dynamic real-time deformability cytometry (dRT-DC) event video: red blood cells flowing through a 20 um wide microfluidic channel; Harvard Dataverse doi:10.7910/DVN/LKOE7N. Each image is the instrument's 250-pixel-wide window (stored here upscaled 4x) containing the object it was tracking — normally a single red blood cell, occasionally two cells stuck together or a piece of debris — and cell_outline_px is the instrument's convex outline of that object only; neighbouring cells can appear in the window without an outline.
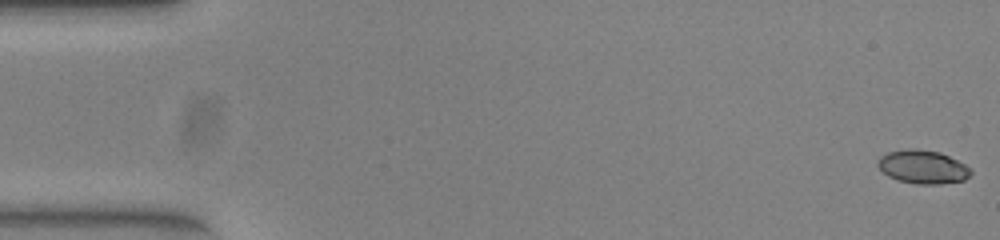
{"species": "common noctule bat (a hibernating species)", "species_latin": "Nyctalus noctula", "temperature_condition": "warm", "stored_images_in_passage": 52, "camera_frame_rate_fps": 3000, "um_per_image_px": 0.085, "animal": {"sex": "female", "body_mass_g": 23.0, "forearm_length_mm": 53.4}, "frame": {"image": 1, "passage_image": 1, "time_ms": 0.0, "image_size_px": [1000, 240], "cell_outline_px": [[972, 172], [964, 180], [940, 184], [916, 184], [900, 180], [888, 176], [876, 164], [880, 156], [888, 152], [908, 148], [916, 148], [940, 152], [972, 168]], "centroid_in_image_um": [78.43, 14.18], "position_along_channel_um": 6.6, "area_um2": 18.09}}
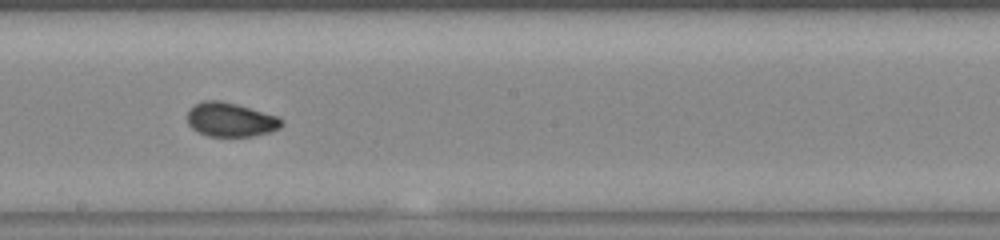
{"frame": {"image": 2, "passage_image": 29, "time_ms": 9.333, "image_size_px": [1000, 240], "cell_outline_px": [[284, 124], [280, 128], [268, 132], [252, 136], [208, 136], [196, 132], [188, 124], [188, 112], [196, 104], [204, 100], [220, 100], [236, 104], [276, 116], [284, 120]], "centroid_in_image_um": [19.59, 10.18], "position_along_channel_um": 228.6, "area_um2": 18.55}}
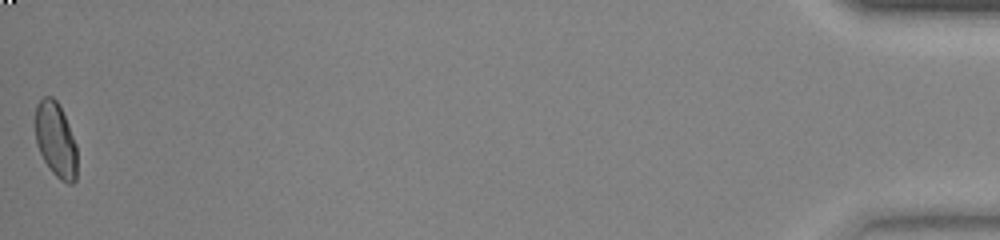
{"frame": {"image": 3, "passage_image": 52, "time_ms": 17.0, "image_size_px": [1000, 240], "cell_outline_px": [[76, 180], [72, 184], [68, 184], [60, 180], [52, 172], [44, 160], [36, 144], [36, 104], [44, 96], [52, 96], [60, 104], [76, 144]], "centroid_in_image_um": [4.74, 11.88], "position_along_channel_um": 430.5, "area_um2": 18.21}, "authors_computed_cell_mechanics": {"area_um2": 18.5249, "velocity_mm_per_s": 3.9664, "shape_relaxation_time_tau1_ms": 6.7931, "shape_relaxation_time_tau2_ms": 1.036, "deformation_change_tau1": 0.1813, "deformation_change_tau2": 0.0401}}